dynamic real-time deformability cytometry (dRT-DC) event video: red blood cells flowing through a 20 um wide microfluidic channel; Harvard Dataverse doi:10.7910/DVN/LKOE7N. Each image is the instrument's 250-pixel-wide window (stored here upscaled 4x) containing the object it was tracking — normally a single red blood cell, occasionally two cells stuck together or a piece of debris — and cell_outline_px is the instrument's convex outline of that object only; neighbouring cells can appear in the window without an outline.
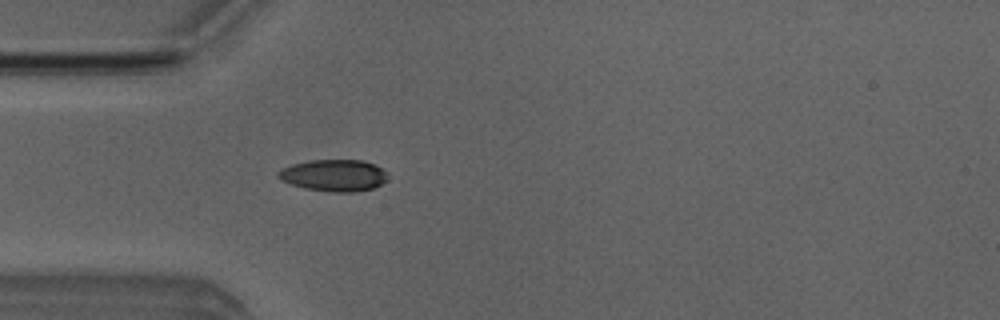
{"species": "Egyptian fruit bat (a non-hibernating species)", "species_latin": "Rousettus aegyptiacus", "temperature_condition": "room temperature", "stored_images_in_passage": 44, "camera_frame_rate_fps": 3000, "um_per_image_px": 0.085, "animal": {"sex": "male"}, "frame": {"image": 1, "passage_image": 8, "time_ms": 2.333, "image_size_px": [1000, 320], "cell_outline_px": [[388, 180], [372, 188], [356, 192], [332, 192], [304, 188], [280, 180], [276, 176], [276, 172], [292, 164], [312, 160], [360, 160], [376, 164], [384, 172]], "centroid_in_image_um": [28.36, 14.91], "position_along_channel_um": 56.6, "area_um2": 20.17}}
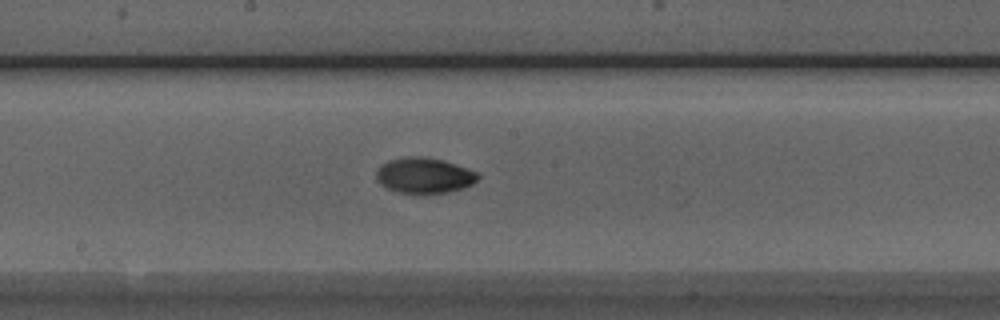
{"frame": {"image": 2, "passage_image": 20, "time_ms": 6.333, "image_size_px": [1000, 320], "cell_outline_px": [[480, 176], [472, 184], [464, 188], [448, 192], [424, 196], [400, 192], [388, 188], [380, 184], [376, 180], [376, 172], [388, 160], [408, 156], [420, 156], [444, 160], [480, 172]], "centroid_in_image_um": [36.1, 14.94], "position_along_channel_um": 212.1, "area_um2": 21.56}}
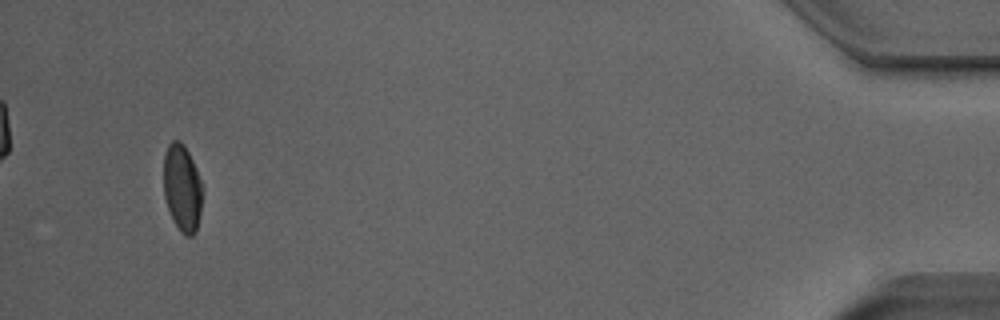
{"frame": {"image": 3, "passage_image": 42, "time_ms": 13.667, "image_size_px": [1000, 320], "cell_outline_px": [[200, 216], [196, 232], [192, 236], [184, 236], [180, 232], [172, 220], [164, 196], [164, 152], [168, 144], [172, 140], [180, 140], [184, 144], [196, 168], [200, 180]], "centroid_in_image_um": [15.46, 15.99], "position_along_channel_um": 419.7, "area_um2": 19.59}, "authors_computed_cell_mechanics": {"area_um2": 20.1722, "velocity_mm_per_s": 3.971, "shape_relaxation_time_tau1_ms": 4.4522, "shape_relaxation_time_tau2_ms": 2.1419, "deformation_change_tau1": 0.16, "deformation_change_tau2": 0.0425}}